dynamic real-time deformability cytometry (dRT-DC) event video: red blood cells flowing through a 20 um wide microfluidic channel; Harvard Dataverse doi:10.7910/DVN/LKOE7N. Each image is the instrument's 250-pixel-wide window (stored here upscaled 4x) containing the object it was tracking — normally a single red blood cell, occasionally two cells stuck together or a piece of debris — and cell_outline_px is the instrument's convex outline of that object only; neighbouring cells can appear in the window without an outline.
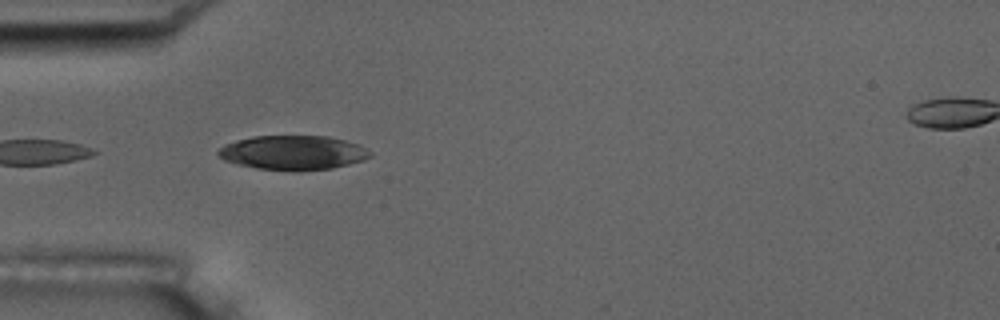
{"species": "common noctule bat (a hibernating species)", "species_latin": "Nyctalus noctula", "temperature_condition": "room temperature", "stored_images_in_passage": 3, "camera_frame_rate_fps": 3000, "um_per_image_px": 0.085, "animal": {"sex": "male", "body_mass_g": 17.5, "forearm_length_mm": 52.3}, "frame": {"image": 1, "passage_image": 1, "time_ms": 0.0, "image_size_px": [1000, 320], "cell_outline_px": [[372, 156], [364, 160], [332, 168], [256, 168], [236, 164], [224, 160], [216, 152], [224, 144], [236, 140], [252, 136], [328, 136], [344, 140], [356, 144], [372, 152]], "centroid_in_image_um": [24.88, 12.93], "position_along_channel_um": 60.1, "area_um2": 29.48}}